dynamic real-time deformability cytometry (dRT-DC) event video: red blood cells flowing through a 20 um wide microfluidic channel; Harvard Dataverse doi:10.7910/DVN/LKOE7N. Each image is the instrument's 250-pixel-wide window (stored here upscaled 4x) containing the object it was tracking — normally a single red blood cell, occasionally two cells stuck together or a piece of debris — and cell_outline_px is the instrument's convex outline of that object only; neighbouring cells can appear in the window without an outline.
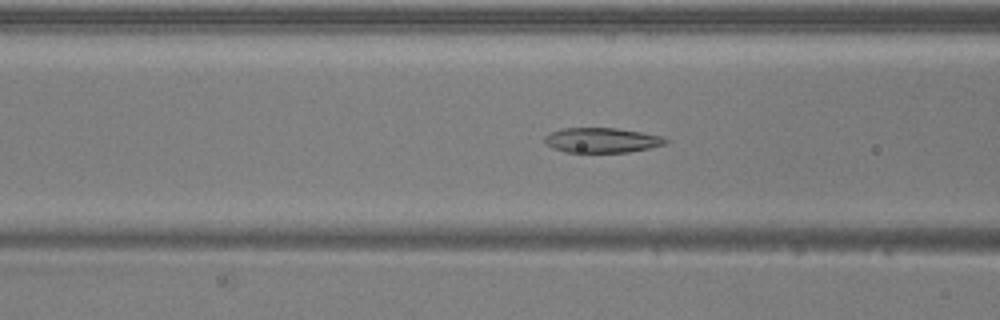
{"species": "common noctule bat (a hibernating species)", "species_latin": "Nyctalus noctula", "temperature_condition": "warm", "stored_images_in_passage": 47, "camera_frame_rate_fps": 3000, "um_per_image_px": 0.085, "animal": {"sex": "male", "body_mass_g": 20.5, "forearm_length_mm": 52.5}, "frame": {"image": 1, "passage_image": 16, "time_ms": 5.0, "image_size_px": [1000, 320], "cell_outline_px": [[668, 144], [628, 152], [564, 152], [552, 148], [544, 140], [544, 136], [560, 128], [616, 128], [640, 132], [660, 136], [668, 140]], "centroid_in_image_um": [51.14, 11.92], "position_along_channel_um": 115.5, "area_um2": 17.46}}
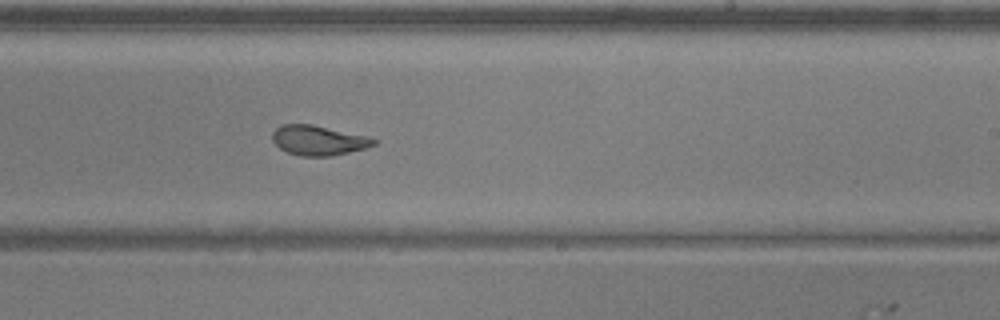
{"frame": {"image": 2, "passage_image": 27, "time_ms": 8.667, "image_size_px": [1000, 320], "cell_outline_px": [[376, 144], [364, 148], [332, 156], [300, 156], [288, 152], [280, 148], [272, 140], [272, 132], [280, 124], [312, 124], [368, 136], [376, 140]], "centroid_in_image_um": [27.04, 11.92], "position_along_channel_um": 262.0, "area_um2": 17.57}}
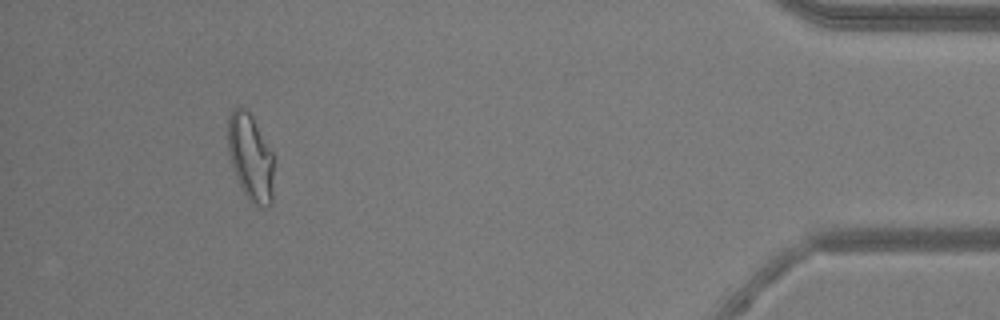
{"frame": {"image": 3, "passage_image": 43, "time_ms": 14.0, "image_size_px": [1000, 320], "cell_outline_px": [[272, 204], [264, 208], [256, 204], [244, 192], [236, 176], [228, 152], [228, 116], [232, 108], [240, 104], [248, 108], [252, 112], [272, 152]], "centroid_in_image_um": [21.28, 13.24], "position_along_channel_um": 413.9, "area_um2": 23.35}, "authors_computed_cell_mechanics": {"area_um2": 19.1318, "velocity_mm_per_s": 3.9972, "shape_relaxation_time_tau1_ms": 4.7568, "shape_relaxation_time_tau2_ms": 1.1784, "deformation_change_tau1": 0.1879, "deformation_change_tau2": 0.0666}}